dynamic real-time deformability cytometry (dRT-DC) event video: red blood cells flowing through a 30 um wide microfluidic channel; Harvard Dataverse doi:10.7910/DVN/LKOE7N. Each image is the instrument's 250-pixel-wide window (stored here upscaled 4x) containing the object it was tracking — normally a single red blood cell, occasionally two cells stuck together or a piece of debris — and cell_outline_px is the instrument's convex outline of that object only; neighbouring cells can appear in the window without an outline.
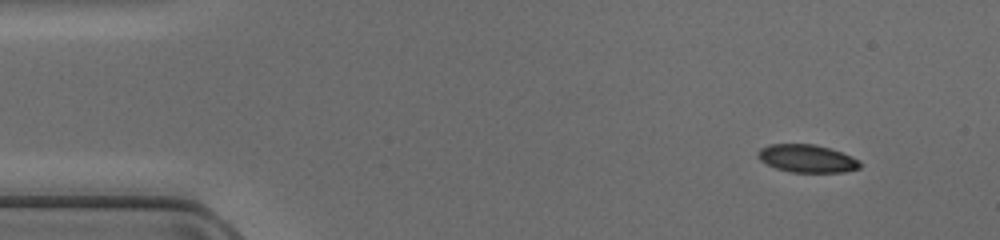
{"species": "common noctule bat (a hibernating species)", "species_latin": "Nyctalus noctula", "temperature_condition": "cold", "stored_images_in_passage": 47, "camera_frame_rate_fps": 3000, "um_per_image_px": 0.085, "animal": {"sex": "female", "body_mass_g": 17.0, "forearm_length_mm": 48.0}, "frame": {"image": 1, "passage_image": 4, "time_ms": 1.0, "image_size_px": [1000, 240], "cell_outline_px": [[860, 168], [844, 172], [792, 172], [776, 168], [760, 160], [756, 156], [756, 152], [760, 148], [768, 144], [816, 144], [852, 156], [860, 160]], "centroid_in_image_um": [68.57, 13.47], "position_along_channel_um": 16.4, "area_um2": 16.59}}
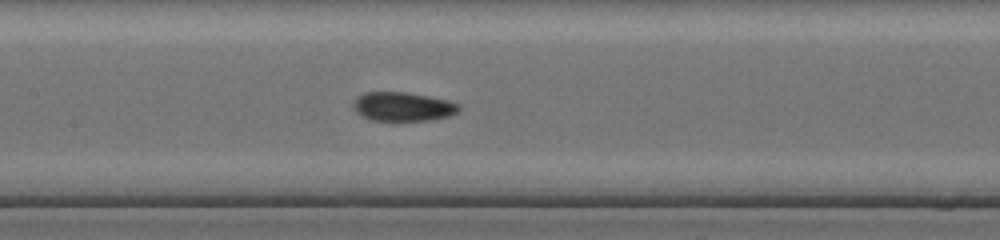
{"frame": {"image": 2, "passage_image": 22, "time_ms": 7.0, "image_size_px": [1000, 240], "cell_outline_px": [[460, 108], [456, 112], [448, 116], [432, 120], [372, 120], [356, 112], [352, 104], [356, 96], [364, 92], [408, 92], [448, 100], [460, 104]], "centroid_in_image_um": [34.23, 9.04], "position_along_channel_um": 173.2, "area_um2": 17.8}}
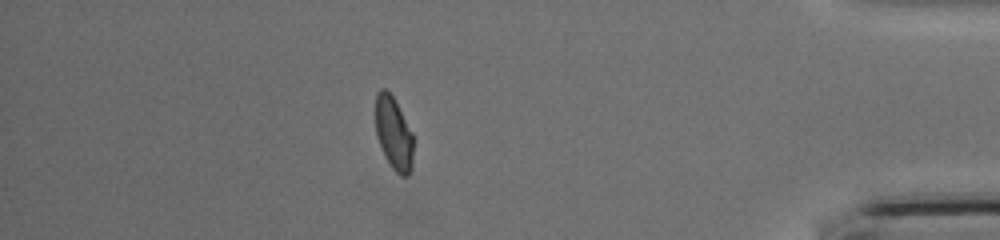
{"frame": {"image": 3, "passage_image": 41, "time_ms": 13.333, "image_size_px": [1000, 240], "cell_outline_px": [[412, 168], [408, 176], [400, 176], [392, 168], [384, 156], [376, 136], [376, 92], [380, 88], [384, 88], [392, 96], [412, 132]], "centroid_in_image_um": [33.45, 11.37], "position_along_channel_um": 401.8, "area_um2": 15.95}}